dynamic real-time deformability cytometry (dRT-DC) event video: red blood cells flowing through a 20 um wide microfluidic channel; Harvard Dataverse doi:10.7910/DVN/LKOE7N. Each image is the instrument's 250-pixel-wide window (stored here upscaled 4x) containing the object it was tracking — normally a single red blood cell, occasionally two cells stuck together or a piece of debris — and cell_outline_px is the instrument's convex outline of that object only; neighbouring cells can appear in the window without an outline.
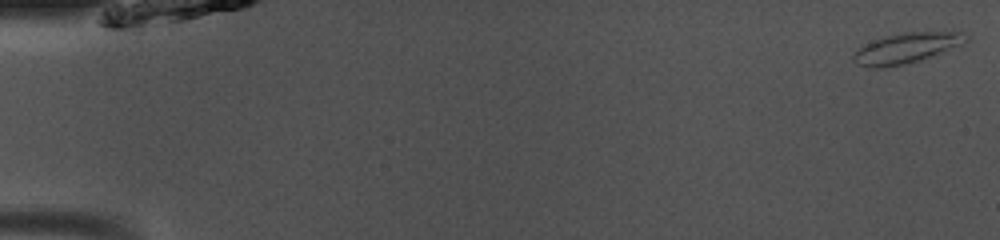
{"species": "common noctule bat (a hibernating species)", "species_latin": "Nyctalus noctula", "temperature_condition": "room temperature", "stored_images_in_passage": 49, "camera_frame_rate_fps": 3000, "um_per_image_px": 0.085, "animal": {"sex": "male", "body_mass_g": 13.0, "forearm_length_mm": 53.1}, "frame": {"image": 1, "passage_image": 1, "time_ms": 0.0, "image_size_px": [1000, 240], "cell_outline_px": [[968, 40], [964, 44], [936, 56], [904, 64], [884, 68], [868, 68], [856, 64], [852, 60], [852, 56], [860, 48], [884, 36], [904, 32], [960, 32], [968, 36]], "centroid_in_image_um": [77.08, 4.11], "position_along_channel_um": 7.9, "area_um2": 20.0}}
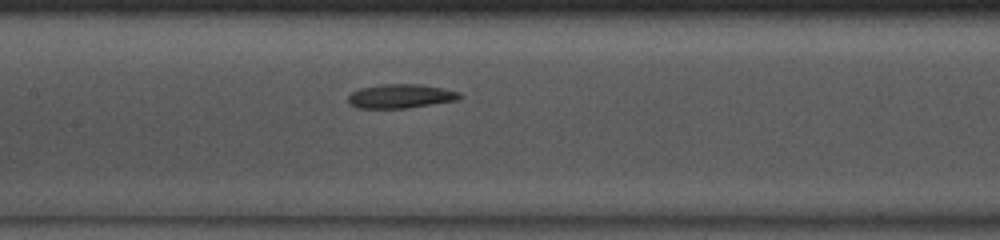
{"frame": {"image": 2, "passage_image": 24, "time_ms": 7.667, "image_size_px": [1000, 240], "cell_outline_px": [[464, 96], [460, 100], [408, 108], [360, 108], [352, 104], [348, 100], [348, 96], [352, 92], [360, 88], [380, 84], [420, 84], [444, 88], [460, 92]], "centroid_in_image_um": [34.13, 8.17], "position_along_channel_um": 173.3, "area_um2": 15.78}}
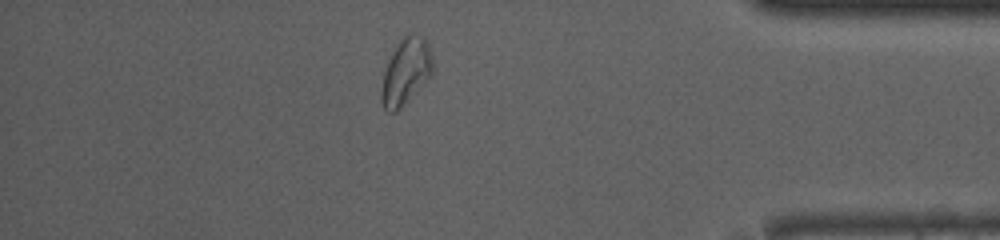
{"frame": {"image": 3, "passage_image": 43, "time_ms": 14.0, "image_size_px": [1000, 240], "cell_outline_px": [[432, 76], [396, 112], [392, 112], [384, 108], [380, 100], [380, 92], [384, 72], [388, 60], [392, 52], [400, 40], [404, 36], [424, 36], [428, 40], [432, 56]], "centroid_in_image_um": [34.5, 6.1], "position_along_channel_um": 400.7, "area_um2": 19.71}, "authors_computed_cell_mechanics": {"area_um2": 17.1088, "velocity_mm_per_s": 4.064, "shape_relaxation_time_tau1_ms": null, "shape_relaxation_time_tau2_ms": 3.1558, "deformation_change_tau1": null, "deformation_change_tau2": 0.0781}}